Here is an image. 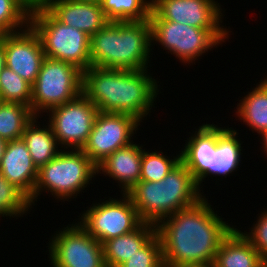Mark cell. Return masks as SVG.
<instances>
[{
  "instance_id": "6da1fadb",
  "label": "cell",
  "mask_w": 267,
  "mask_h": 267,
  "mask_svg": "<svg viewBox=\"0 0 267 267\" xmlns=\"http://www.w3.org/2000/svg\"><path fill=\"white\" fill-rule=\"evenodd\" d=\"M207 201L204 196L156 225L164 267L214 263L218 248L234 226L223 221Z\"/></svg>"
},
{
  "instance_id": "7a4b0ae2",
  "label": "cell",
  "mask_w": 267,
  "mask_h": 267,
  "mask_svg": "<svg viewBox=\"0 0 267 267\" xmlns=\"http://www.w3.org/2000/svg\"><path fill=\"white\" fill-rule=\"evenodd\" d=\"M147 70L90 66L83 72L82 93L101 112L127 114L142 122L151 112L160 86Z\"/></svg>"
},
{
  "instance_id": "3957f363",
  "label": "cell",
  "mask_w": 267,
  "mask_h": 267,
  "mask_svg": "<svg viewBox=\"0 0 267 267\" xmlns=\"http://www.w3.org/2000/svg\"><path fill=\"white\" fill-rule=\"evenodd\" d=\"M149 20L109 21L90 37L91 66L119 70H145L150 62Z\"/></svg>"
},
{
  "instance_id": "277c9868",
  "label": "cell",
  "mask_w": 267,
  "mask_h": 267,
  "mask_svg": "<svg viewBox=\"0 0 267 267\" xmlns=\"http://www.w3.org/2000/svg\"><path fill=\"white\" fill-rule=\"evenodd\" d=\"M140 219L157 225L162 219L191 207L204 196L189 169L180 161L159 182L140 180L126 193Z\"/></svg>"
},
{
  "instance_id": "5b68a950",
  "label": "cell",
  "mask_w": 267,
  "mask_h": 267,
  "mask_svg": "<svg viewBox=\"0 0 267 267\" xmlns=\"http://www.w3.org/2000/svg\"><path fill=\"white\" fill-rule=\"evenodd\" d=\"M29 25L39 35L45 57L65 61L82 72L91 66L90 36L60 22L39 0L30 10Z\"/></svg>"
},
{
  "instance_id": "8992f818",
  "label": "cell",
  "mask_w": 267,
  "mask_h": 267,
  "mask_svg": "<svg viewBox=\"0 0 267 267\" xmlns=\"http://www.w3.org/2000/svg\"><path fill=\"white\" fill-rule=\"evenodd\" d=\"M59 154L38 169V178L32 198V206L40 192H51L56 199H71L90 183L97 173V166L81 149H59ZM40 194V195H39ZM76 194V195H75Z\"/></svg>"
},
{
  "instance_id": "52a82bcc",
  "label": "cell",
  "mask_w": 267,
  "mask_h": 267,
  "mask_svg": "<svg viewBox=\"0 0 267 267\" xmlns=\"http://www.w3.org/2000/svg\"><path fill=\"white\" fill-rule=\"evenodd\" d=\"M148 20L151 26V43L158 42V45H162L165 50H169L168 53L185 64L193 63L203 53L229 38L230 31L226 28L201 29L162 20L152 9Z\"/></svg>"
},
{
  "instance_id": "ba28073f",
  "label": "cell",
  "mask_w": 267,
  "mask_h": 267,
  "mask_svg": "<svg viewBox=\"0 0 267 267\" xmlns=\"http://www.w3.org/2000/svg\"><path fill=\"white\" fill-rule=\"evenodd\" d=\"M82 84L83 72L76 66L45 57L32 85L31 112L39 118L41 111L73 100L82 93Z\"/></svg>"
},
{
  "instance_id": "9c48e42d",
  "label": "cell",
  "mask_w": 267,
  "mask_h": 267,
  "mask_svg": "<svg viewBox=\"0 0 267 267\" xmlns=\"http://www.w3.org/2000/svg\"><path fill=\"white\" fill-rule=\"evenodd\" d=\"M119 199L98 202L84 211L78 223L97 241L103 244L106 240L124 235L135 230L143 221L127 194Z\"/></svg>"
},
{
  "instance_id": "30bf717a",
  "label": "cell",
  "mask_w": 267,
  "mask_h": 267,
  "mask_svg": "<svg viewBox=\"0 0 267 267\" xmlns=\"http://www.w3.org/2000/svg\"><path fill=\"white\" fill-rule=\"evenodd\" d=\"M62 230L47 246L52 267H106L102 244L78 222Z\"/></svg>"
},
{
  "instance_id": "8fae6325",
  "label": "cell",
  "mask_w": 267,
  "mask_h": 267,
  "mask_svg": "<svg viewBox=\"0 0 267 267\" xmlns=\"http://www.w3.org/2000/svg\"><path fill=\"white\" fill-rule=\"evenodd\" d=\"M49 124L61 148L82 149L92 131L98 108L83 94L48 111Z\"/></svg>"
},
{
  "instance_id": "7c38bea8",
  "label": "cell",
  "mask_w": 267,
  "mask_h": 267,
  "mask_svg": "<svg viewBox=\"0 0 267 267\" xmlns=\"http://www.w3.org/2000/svg\"><path fill=\"white\" fill-rule=\"evenodd\" d=\"M139 125L140 122L130 115L99 111L81 150L98 166L118 148L132 143L131 137L137 133Z\"/></svg>"
},
{
  "instance_id": "4fadbf2b",
  "label": "cell",
  "mask_w": 267,
  "mask_h": 267,
  "mask_svg": "<svg viewBox=\"0 0 267 267\" xmlns=\"http://www.w3.org/2000/svg\"><path fill=\"white\" fill-rule=\"evenodd\" d=\"M6 67L33 85L45 58L39 35L29 25L26 29L3 34Z\"/></svg>"
},
{
  "instance_id": "5bb4252c",
  "label": "cell",
  "mask_w": 267,
  "mask_h": 267,
  "mask_svg": "<svg viewBox=\"0 0 267 267\" xmlns=\"http://www.w3.org/2000/svg\"><path fill=\"white\" fill-rule=\"evenodd\" d=\"M162 19L201 29H224L220 4L215 0H151ZM221 25V26H220Z\"/></svg>"
},
{
  "instance_id": "9a60e30c",
  "label": "cell",
  "mask_w": 267,
  "mask_h": 267,
  "mask_svg": "<svg viewBox=\"0 0 267 267\" xmlns=\"http://www.w3.org/2000/svg\"><path fill=\"white\" fill-rule=\"evenodd\" d=\"M60 22L94 35L109 20L102 11L100 3L76 0H39Z\"/></svg>"
},
{
  "instance_id": "2e32d148",
  "label": "cell",
  "mask_w": 267,
  "mask_h": 267,
  "mask_svg": "<svg viewBox=\"0 0 267 267\" xmlns=\"http://www.w3.org/2000/svg\"><path fill=\"white\" fill-rule=\"evenodd\" d=\"M0 173L29 200L33 196L38 168L23 139L7 141L0 163Z\"/></svg>"
},
{
  "instance_id": "e0dca14e",
  "label": "cell",
  "mask_w": 267,
  "mask_h": 267,
  "mask_svg": "<svg viewBox=\"0 0 267 267\" xmlns=\"http://www.w3.org/2000/svg\"><path fill=\"white\" fill-rule=\"evenodd\" d=\"M143 146L134 142L118 148L97 166V174H104L118 181L122 188L120 192L126 194L141 177V160ZM102 171V172H101Z\"/></svg>"
},
{
  "instance_id": "ac0fdd59",
  "label": "cell",
  "mask_w": 267,
  "mask_h": 267,
  "mask_svg": "<svg viewBox=\"0 0 267 267\" xmlns=\"http://www.w3.org/2000/svg\"><path fill=\"white\" fill-rule=\"evenodd\" d=\"M189 137L181 151V162L189 169L197 181L209 168H212L213 154L218 143V126L202 124Z\"/></svg>"
},
{
  "instance_id": "d6986e66",
  "label": "cell",
  "mask_w": 267,
  "mask_h": 267,
  "mask_svg": "<svg viewBox=\"0 0 267 267\" xmlns=\"http://www.w3.org/2000/svg\"><path fill=\"white\" fill-rule=\"evenodd\" d=\"M156 234V225L142 222L135 230L106 240L103 246L106 267H119Z\"/></svg>"
},
{
  "instance_id": "ffe728a7",
  "label": "cell",
  "mask_w": 267,
  "mask_h": 267,
  "mask_svg": "<svg viewBox=\"0 0 267 267\" xmlns=\"http://www.w3.org/2000/svg\"><path fill=\"white\" fill-rule=\"evenodd\" d=\"M262 258L252 243L234 228L222 241L214 260V267H259Z\"/></svg>"
},
{
  "instance_id": "44dd1931",
  "label": "cell",
  "mask_w": 267,
  "mask_h": 267,
  "mask_svg": "<svg viewBox=\"0 0 267 267\" xmlns=\"http://www.w3.org/2000/svg\"><path fill=\"white\" fill-rule=\"evenodd\" d=\"M236 130L218 127V143L216 145V153L213 154L212 168H209L197 181L196 184L200 189L201 183L207 176H224L236 171L239 167L242 147L238 140Z\"/></svg>"
},
{
  "instance_id": "7402d4cb",
  "label": "cell",
  "mask_w": 267,
  "mask_h": 267,
  "mask_svg": "<svg viewBox=\"0 0 267 267\" xmlns=\"http://www.w3.org/2000/svg\"><path fill=\"white\" fill-rule=\"evenodd\" d=\"M34 118L26 125L22 135L23 141L26 143L27 149L32 157L33 163L39 169L54 159L58 154V142L53 133L52 127L48 125L38 126L40 123ZM48 126V127H47Z\"/></svg>"
},
{
  "instance_id": "603a6c76",
  "label": "cell",
  "mask_w": 267,
  "mask_h": 267,
  "mask_svg": "<svg viewBox=\"0 0 267 267\" xmlns=\"http://www.w3.org/2000/svg\"><path fill=\"white\" fill-rule=\"evenodd\" d=\"M238 103L236 115L259 135L267 130V77Z\"/></svg>"
},
{
  "instance_id": "cb8c5ba5",
  "label": "cell",
  "mask_w": 267,
  "mask_h": 267,
  "mask_svg": "<svg viewBox=\"0 0 267 267\" xmlns=\"http://www.w3.org/2000/svg\"><path fill=\"white\" fill-rule=\"evenodd\" d=\"M33 118L30 107L25 104L2 102L0 105V138L5 141L21 139L26 125Z\"/></svg>"
},
{
  "instance_id": "d4e9b609",
  "label": "cell",
  "mask_w": 267,
  "mask_h": 267,
  "mask_svg": "<svg viewBox=\"0 0 267 267\" xmlns=\"http://www.w3.org/2000/svg\"><path fill=\"white\" fill-rule=\"evenodd\" d=\"M36 2L37 0H0V34L26 29L30 23V10Z\"/></svg>"
},
{
  "instance_id": "484cf974",
  "label": "cell",
  "mask_w": 267,
  "mask_h": 267,
  "mask_svg": "<svg viewBox=\"0 0 267 267\" xmlns=\"http://www.w3.org/2000/svg\"><path fill=\"white\" fill-rule=\"evenodd\" d=\"M100 4L109 21H143L150 17L152 1L102 0Z\"/></svg>"
},
{
  "instance_id": "4316f807",
  "label": "cell",
  "mask_w": 267,
  "mask_h": 267,
  "mask_svg": "<svg viewBox=\"0 0 267 267\" xmlns=\"http://www.w3.org/2000/svg\"><path fill=\"white\" fill-rule=\"evenodd\" d=\"M0 98L3 102L25 104L31 109L32 85L5 66L0 73Z\"/></svg>"
},
{
  "instance_id": "83f0119b",
  "label": "cell",
  "mask_w": 267,
  "mask_h": 267,
  "mask_svg": "<svg viewBox=\"0 0 267 267\" xmlns=\"http://www.w3.org/2000/svg\"><path fill=\"white\" fill-rule=\"evenodd\" d=\"M175 157V158H174ZM173 159L163 155V152H142L141 177L143 181L159 182L181 161V153L174 156Z\"/></svg>"
},
{
  "instance_id": "f1b7e54d",
  "label": "cell",
  "mask_w": 267,
  "mask_h": 267,
  "mask_svg": "<svg viewBox=\"0 0 267 267\" xmlns=\"http://www.w3.org/2000/svg\"><path fill=\"white\" fill-rule=\"evenodd\" d=\"M31 208L29 199L0 173V216L20 217Z\"/></svg>"
},
{
  "instance_id": "f546056e",
  "label": "cell",
  "mask_w": 267,
  "mask_h": 267,
  "mask_svg": "<svg viewBox=\"0 0 267 267\" xmlns=\"http://www.w3.org/2000/svg\"><path fill=\"white\" fill-rule=\"evenodd\" d=\"M119 267H164L159 235L156 233L137 253Z\"/></svg>"
},
{
  "instance_id": "4dcf8cb0",
  "label": "cell",
  "mask_w": 267,
  "mask_h": 267,
  "mask_svg": "<svg viewBox=\"0 0 267 267\" xmlns=\"http://www.w3.org/2000/svg\"><path fill=\"white\" fill-rule=\"evenodd\" d=\"M253 228L249 231H240L257 250L262 259H267V210L261 211V215L258 217Z\"/></svg>"
},
{
  "instance_id": "1f68e13d",
  "label": "cell",
  "mask_w": 267,
  "mask_h": 267,
  "mask_svg": "<svg viewBox=\"0 0 267 267\" xmlns=\"http://www.w3.org/2000/svg\"><path fill=\"white\" fill-rule=\"evenodd\" d=\"M5 66L6 62H5V53L3 47V34H0V73Z\"/></svg>"
},
{
  "instance_id": "d6a6232c",
  "label": "cell",
  "mask_w": 267,
  "mask_h": 267,
  "mask_svg": "<svg viewBox=\"0 0 267 267\" xmlns=\"http://www.w3.org/2000/svg\"><path fill=\"white\" fill-rule=\"evenodd\" d=\"M178 267H214L213 263H203V264H185Z\"/></svg>"
},
{
  "instance_id": "836d02e7",
  "label": "cell",
  "mask_w": 267,
  "mask_h": 267,
  "mask_svg": "<svg viewBox=\"0 0 267 267\" xmlns=\"http://www.w3.org/2000/svg\"><path fill=\"white\" fill-rule=\"evenodd\" d=\"M261 136L260 137H262L261 139H262V143H263V150H264V152L267 154V130H265V131H263L261 134H260Z\"/></svg>"
},
{
  "instance_id": "e575fe53",
  "label": "cell",
  "mask_w": 267,
  "mask_h": 267,
  "mask_svg": "<svg viewBox=\"0 0 267 267\" xmlns=\"http://www.w3.org/2000/svg\"><path fill=\"white\" fill-rule=\"evenodd\" d=\"M6 144H7V141L0 138V163H1L4 151H5Z\"/></svg>"
},
{
  "instance_id": "d590c367",
  "label": "cell",
  "mask_w": 267,
  "mask_h": 267,
  "mask_svg": "<svg viewBox=\"0 0 267 267\" xmlns=\"http://www.w3.org/2000/svg\"><path fill=\"white\" fill-rule=\"evenodd\" d=\"M76 1L92 2V3H101L102 0H76Z\"/></svg>"
},
{
  "instance_id": "8d00e7d4",
  "label": "cell",
  "mask_w": 267,
  "mask_h": 267,
  "mask_svg": "<svg viewBox=\"0 0 267 267\" xmlns=\"http://www.w3.org/2000/svg\"><path fill=\"white\" fill-rule=\"evenodd\" d=\"M262 267H267V259L262 260Z\"/></svg>"
}]
</instances>
